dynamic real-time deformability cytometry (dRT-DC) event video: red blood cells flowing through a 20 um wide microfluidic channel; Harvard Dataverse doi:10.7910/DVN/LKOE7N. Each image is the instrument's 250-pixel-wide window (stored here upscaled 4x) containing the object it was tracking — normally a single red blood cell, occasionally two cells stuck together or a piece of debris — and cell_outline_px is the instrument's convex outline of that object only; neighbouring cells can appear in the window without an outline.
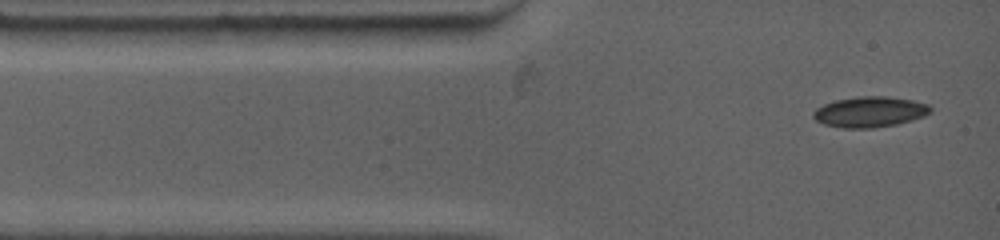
{"species": "common noctule bat (a hibernating species)", "species_latin": "Nyctalus noctula", "temperature_condition": "warm", "stored_images_in_passage": 45, "camera_frame_rate_fps": 4500, "um_per_image_px": 0.085, "animal": {"sex": "female", "body_mass_g": 19.0, "forearm_length_mm": 53.3}, "frame": {"image": 1, "passage_image": 1, "time_ms": 0.0, "image_size_px": [1000, 240], "cell_outline_px": [[932, 108], [924, 116], [912, 120], [896, 124], [872, 128], [844, 128], [824, 124], [816, 120], [812, 116], [812, 112], [816, 108], [824, 104], [836, 100], [864, 96], [884, 96], [912, 100], [928, 104]], "centroid_in_image_um": [73.91, 9.51], "position_along_channel_um": 11.1, "area_um2": 20.69}}
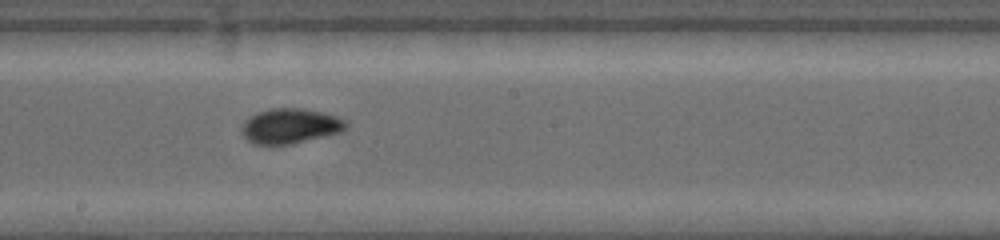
{"frame": {"image": 2, "passage_image": 20, "time_ms": 6.444, "image_size_px": [1000, 240], "cell_outline_px": [[348, 128], [340, 132], [292, 144], [256, 144], [248, 140], [240, 132], [240, 128], [244, 120], [248, 116], [272, 108], [300, 108], [324, 112], [336, 116], [344, 120], [348, 124]], "centroid_in_image_um": [24.65, 10.7], "position_along_channel_um": 223.5, "area_um2": 21.33}}
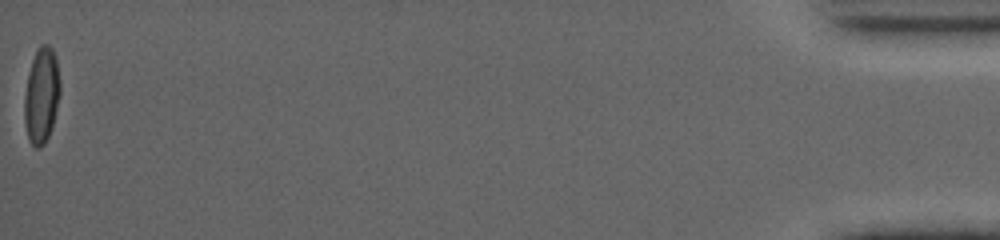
{"frame": {"image": 3, "passage_image": 45, "time_ms": 16.444, "image_size_px": [1000, 240], "cell_outline_px": [[60, 96], [52, 124], [48, 136], [44, 144], [40, 148], [36, 148], [28, 140], [24, 124], [24, 96], [28, 72], [32, 60], [40, 44], [48, 44], [52, 48], [56, 60], [60, 80]], "centroid_in_image_um": [3.51, 8.12], "position_along_channel_um": 431.7, "area_um2": 20.0}, "authors_computed_cell_mechanics": {"area_um2": 19.8254, "velocity_mm_per_s": 3.8058, "shape_relaxation_time_tau1_ms": 4.4648, "shape_relaxation_time_tau2_ms": 2.1128, "deformation_change_tau1": 0.1298, "deformation_change_tau2": 0.0379}}